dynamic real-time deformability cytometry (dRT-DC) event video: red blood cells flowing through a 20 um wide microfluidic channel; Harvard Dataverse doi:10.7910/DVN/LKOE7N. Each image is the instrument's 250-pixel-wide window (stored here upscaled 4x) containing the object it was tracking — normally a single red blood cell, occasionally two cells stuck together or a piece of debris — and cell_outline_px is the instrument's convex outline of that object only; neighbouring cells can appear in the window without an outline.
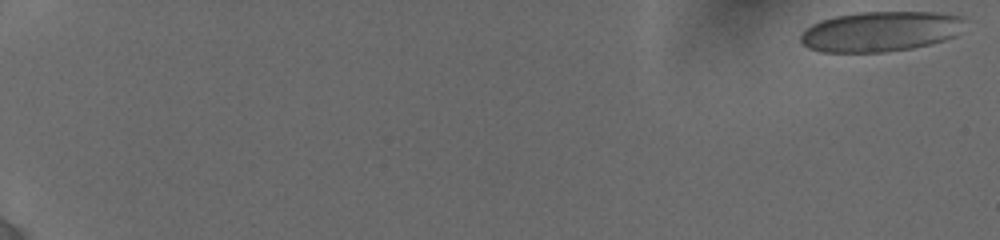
{"species": "human", "species_latin": "Homo sapiens", "temperature_condition": "cold", "stored_images_in_passage": 13, "camera_frame_rate_fps": 3000, "um_per_image_px": 0.085, "donor": {"sex": "female"}, "frame": {"image": 1, "passage_image": 1, "time_ms": 0.0, "image_size_px": [1000, 240], "cell_outline_px": [[964, 16], [956, 36], [944, 40], [912, 48], [884, 52], [820, 52], [808, 48], [800, 40], [800, 36], [812, 24], [820, 20], [836, 16], [860, 12], [936, 12]], "centroid_in_image_um": [74.81, 2.67], "position_along_channel_um": 10.2, "area_um2": 38.21}}
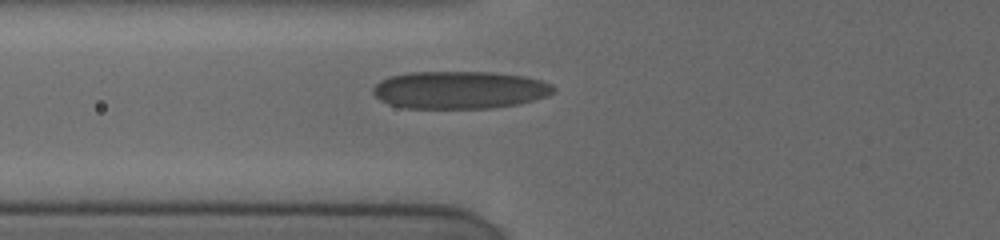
{"frame": {"image": 2, "passage_image": 10, "time_ms": 7.667, "image_size_px": [1000, 240], "cell_outline_px": [[556, 92], [548, 96], [536, 100], [520, 104], [492, 108], [404, 108], [388, 104], [380, 100], [372, 92], [372, 88], [380, 80], [392, 76], [408, 72], [492, 72], [524, 76], [540, 80], [552, 84], [556, 88]], "centroid_in_image_um": [39.1, 7.65], "position_along_channel_um": 86.7, "area_um2": 39.94}}
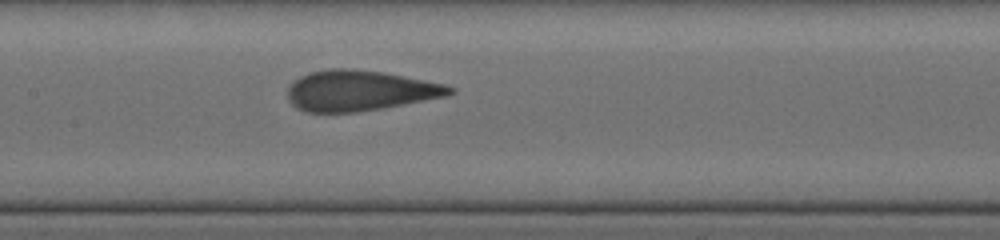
{"frame": {"image": 3, "passage_image": 13, "time_ms": 10.0, "image_size_px": [1000, 240], "cell_outline_px": [[456, 92], [444, 96], [380, 108], [356, 112], [304, 112], [296, 108], [288, 100], [288, 88], [300, 76], [308, 72], [328, 68], [352, 68], [384, 72], [444, 84], [456, 88]], "centroid_in_image_um": [30.54, 7.69], "position_along_channel_um": 176.9, "area_um2": 38.09}}